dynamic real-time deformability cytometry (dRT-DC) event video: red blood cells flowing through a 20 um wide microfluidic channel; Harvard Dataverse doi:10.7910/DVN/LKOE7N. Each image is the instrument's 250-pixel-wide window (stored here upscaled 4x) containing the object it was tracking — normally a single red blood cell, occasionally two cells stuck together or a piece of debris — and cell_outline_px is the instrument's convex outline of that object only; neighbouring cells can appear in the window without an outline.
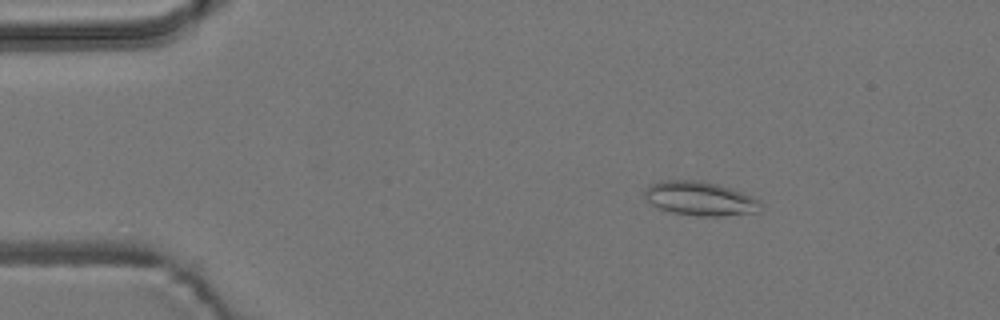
{"species": "common noctule bat (a hibernating species)", "species_latin": "Nyctalus noctula", "temperature_condition": "room temperature", "stored_images_in_passage": 47, "camera_frame_rate_fps": 3000, "um_per_image_px": 0.085, "animal": {"sex": "male", "body_mass_g": 19.2, "forearm_length_mm": 51.8}, "frame": {"image": 1, "passage_image": 1, "time_ms": 0.0, "image_size_px": [1000, 320], "cell_outline_px": [[760, 212], [724, 216], [700, 216], [672, 212], [660, 208], [652, 204], [644, 196], [644, 188], [648, 184], [660, 180], [700, 180], [732, 188], [752, 196], [760, 200]], "centroid_in_image_um": [59.5, 16.87], "position_along_channel_um": 25.5, "area_um2": 23.18}}
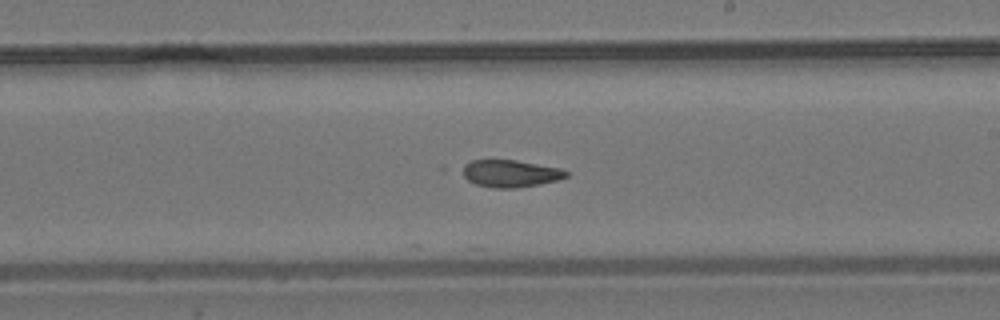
{"frame": {"image": 2, "passage_image": 24, "time_ms": 7.667, "image_size_px": [1000, 320], "cell_outline_px": [[568, 176], [556, 180], [516, 188], [492, 188], [476, 184], [468, 180], [456, 168], [472, 160], [516, 160], [560, 168], [568, 172]], "centroid_in_image_um": [43.29, 14.73], "position_along_channel_um": 245.7, "area_um2": 16.53}}
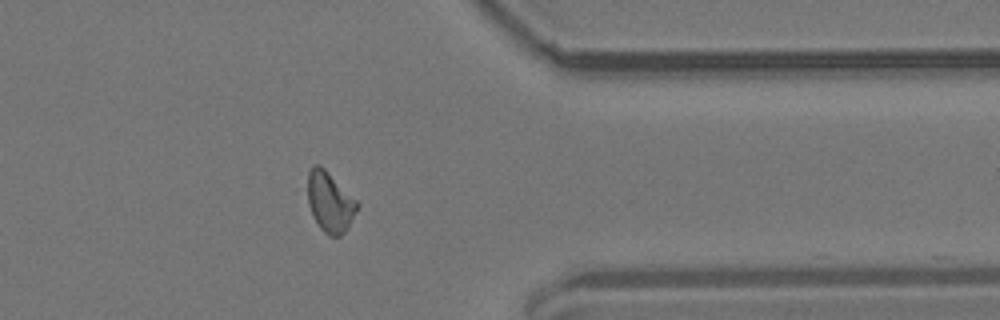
{"frame": {"image": 3, "passage_image": 36, "time_ms": 11.667, "image_size_px": [1000, 320], "cell_outline_px": [[360, 204], [348, 228], [340, 236], [328, 236], [320, 228], [312, 216], [308, 204], [308, 172], [316, 164], [320, 164]], "centroid_in_image_um": [28.04, 17.2], "position_along_channel_um": 383.4, "area_um2": 17.28}, "authors_computed_cell_mechanics": {"area_um2": 17.3978, "velocity_mm_per_s": 3.7697, "shape_relaxation_time_tau1_ms": null, "shape_relaxation_time_tau2_ms": 3.6238, "deformation_change_tau1": null, "deformation_change_tau2": 0.0898}}